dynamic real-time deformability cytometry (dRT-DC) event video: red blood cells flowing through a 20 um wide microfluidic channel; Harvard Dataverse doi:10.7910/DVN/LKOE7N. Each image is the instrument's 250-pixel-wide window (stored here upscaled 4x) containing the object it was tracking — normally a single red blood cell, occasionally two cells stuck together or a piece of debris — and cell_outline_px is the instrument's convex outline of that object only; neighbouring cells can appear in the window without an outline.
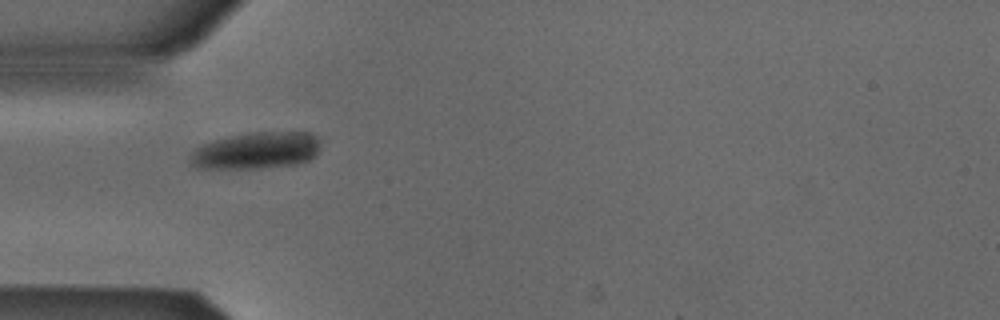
{"species": "Egyptian fruit bat (a non-hibernating species)", "species_latin": "Rousettus aegyptiacus", "temperature_condition": "cold", "stored_images_in_passage": 38, "camera_frame_rate_fps": 3000, "um_per_image_px": 0.085, "animal": {"sex": "male"}, "frame": {"image": 1, "passage_image": 1, "time_ms": 0.0, "image_size_px": [1000, 320], "cell_outline_px": [[320, 148], [316, 156], [308, 160], [292, 164], [260, 168], [196, 168], [188, 164], [188, 156], [200, 144], [212, 140], [252, 132], [308, 132], [320, 136]], "centroid_in_image_um": [21.76, 12.79], "position_along_channel_um": 63.2, "area_um2": 28.26}}
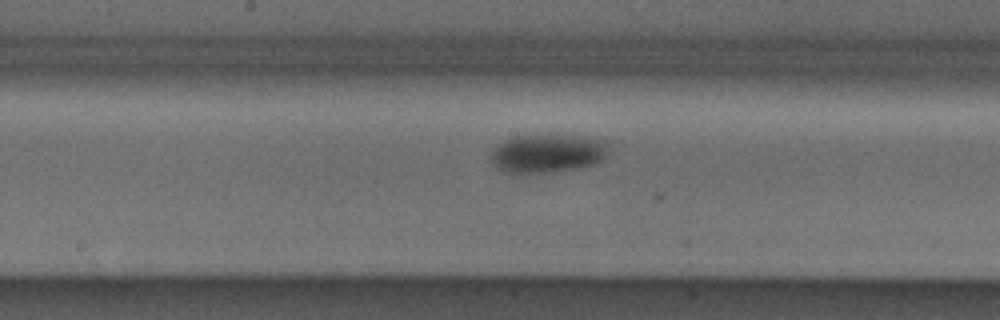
{"frame": {"image": 2, "passage_image": 12, "time_ms": 3.667, "image_size_px": [1000, 320], "cell_outline_px": [[608, 148], [604, 160], [596, 164], [576, 168], [520, 176], [504, 172], [492, 164], [488, 156], [496, 144], [512, 136], [584, 136], [608, 140]], "centroid_in_image_um": [46.49, 13.07], "position_along_channel_um": 201.7, "area_um2": 27.17}}
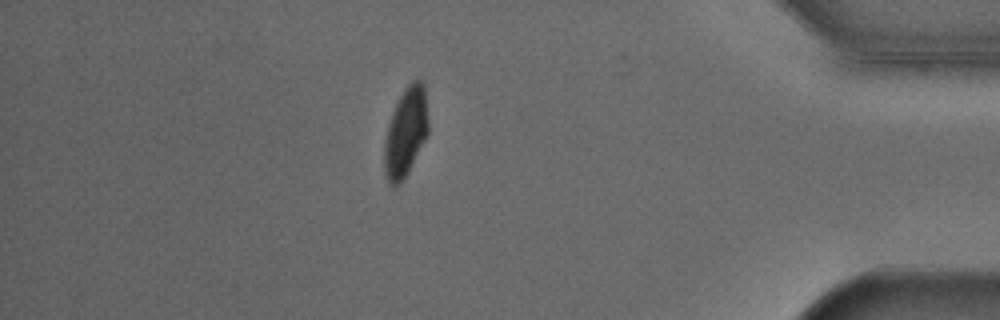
{"frame": {"image": 3, "passage_image": 31, "time_ms": 10.0, "image_size_px": [1000, 320], "cell_outline_px": [[428, 132], [408, 172], [400, 184], [392, 184], [388, 180], [384, 172], [384, 140], [388, 124], [392, 112], [404, 88], [412, 80], [420, 80], [424, 84], [428, 120]], "centroid_in_image_um": [34.47, 11.21], "position_along_channel_um": 400.7, "area_um2": 22.54}, "authors_computed_cell_mechanics": {"area_um2": 25.6343, "velocity_mm_per_s": 3.8112, "shape_relaxation_time_tau1_ms": 3.0101, "shape_relaxation_time_tau2_ms": null, "deformation_change_tau1": 0.1071, "deformation_change_tau2": null}}